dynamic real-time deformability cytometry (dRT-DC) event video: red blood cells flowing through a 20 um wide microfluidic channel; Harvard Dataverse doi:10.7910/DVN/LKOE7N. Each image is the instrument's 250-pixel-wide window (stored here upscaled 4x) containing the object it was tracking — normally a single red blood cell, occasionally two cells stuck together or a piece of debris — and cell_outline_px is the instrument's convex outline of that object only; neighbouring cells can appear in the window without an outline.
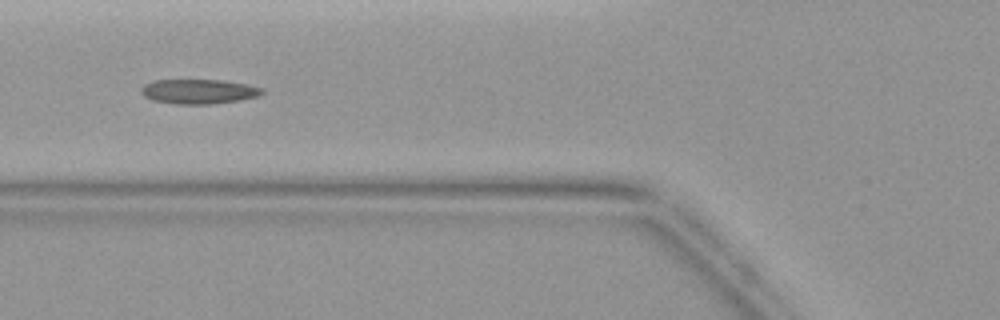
{"species": "common noctule bat (a hibernating species)", "species_latin": "Nyctalus noctula", "temperature_condition": "warm", "stored_images_in_passage": 32, "camera_frame_rate_fps": 3000, "um_per_image_px": 0.085, "animal": {"sex": "female", "body_mass_g": 19.9}, "frame": {"image": 1, "passage_image": 5, "time_ms": 1.333, "image_size_px": [1000, 320], "cell_outline_px": [[264, 92], [260, 96], [236, 100], [208, 104], [176, 104], [152, 100], [144, 96], [140, 92], [140, 88], [144, 84], [156, 80], [224, 80], [248, 84], [264, 88]], "centroid_in_image_um": [16.89, 7.77], "position_along_channel_um": 108.9, "area_um2": 17.4}}